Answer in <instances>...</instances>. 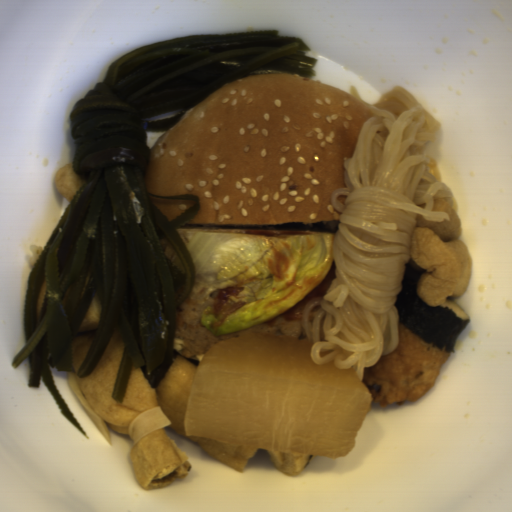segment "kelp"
<instances>
[{
  "label": "kelp",
  "mask_w": 512,
  "mask_h": 512,
  "mask_svg": "<svg viewBox=\"0 0 512 512\" xmlns=\"http://www.w3.org/2000/svg\"><path fill=\"white\" fill-rule=\"evenodd\" d=\"M280 29L188 35L126 52L104 79L79 99L69 129L84 178L36 258L27 281L26 343L11 360L28 358L27 388L49 389L65 418L88 435L59 393L51 367L75 372L73 342L98 293L97 334L76 375L89 376L118 327L125 350L112 396L122 404L132 365L157 388L174 358L177 312L193 287L190 250L177 228L201 211L196 195L148 193L151 150L146 134L167 131L183 114L254 70L312 78L317 59L302 37ZM177 116L147 122L174 110ZM153 198L187 199L192 206L166 220Z\"/></svg>",
  "instance_id": "99668d17"
},
{
  "label": "kelp",
  "mask_w": 512,
  "mask_h": 512,
  "mask_svg": "<svg viewBox=\"0 0 512 512\" xmlns=\"http://www.w3.org/2000/svg\"><path fill=\"white\" fill-rule=\"evenodd\" d=\"M423 273L425 270L409 258L401 291L393 305L398 311V322L441 351L445 348L447 352L455 353V342L471 319H462L447 306L432 307L425 303L417 294Z\"/></svg>",
  "instance_id": "cf089659"
}]
</instances>
